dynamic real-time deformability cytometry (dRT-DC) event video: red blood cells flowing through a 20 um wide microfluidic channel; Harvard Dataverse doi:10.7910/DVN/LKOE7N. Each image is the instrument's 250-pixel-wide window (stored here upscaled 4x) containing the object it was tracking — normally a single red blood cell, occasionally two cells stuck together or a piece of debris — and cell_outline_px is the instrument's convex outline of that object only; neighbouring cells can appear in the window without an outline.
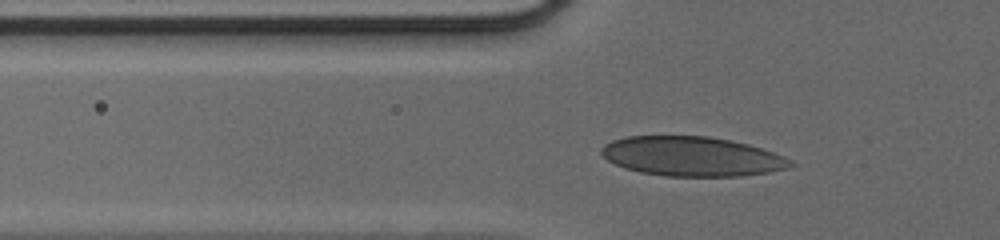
{"species": "human", "species_latin": "Homo sapiens", "temperature_condition": "cold", "stored_images_in_passage": 42, "camera_frame_rate_fps": 3000, "um_per_image_px": 0.085, "donor": {"sex": "male"}, "frame": {"image": 1, "passage_image": 12, "time_ms": 3.667, "image_size_px": [1000, 240], "cell_outline_px": [[796, 164], [788, 168], [768, 172], [740, 176], [664, 176], [640, 172], [624, 168], [608, 160], [600, 152], [600, 148], [604, 144], [612, 140], [628, 136], [708, 136], [732, 140], [748, 144], [772, 152]], "centroid_in_image_um": [58.77, 13.29], "position_along_channel_um": 67.0, "area_um2": 43.41}}
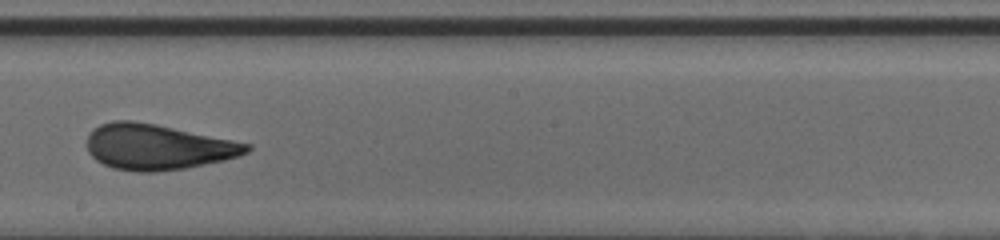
{"frame": {"image": 2, "passage_image": 24, "time_ms": 7.667, "image_size_px": [1000, 240], "cell_outline_px": [[252, 148], [248, 152], [240, 156], [224, 160], [184, 168], [156, 172], [136, 172], [112, 168], [96, 160], [88, 152], [88, 132], [92, 128], [100, 124], [112, 120], [132, 120], [156, 124], [252, 144]], "centroid_in_image_um": [13.37, 12.48], "position_along_channel_um": 234.8, "area_um2": 42.54}}
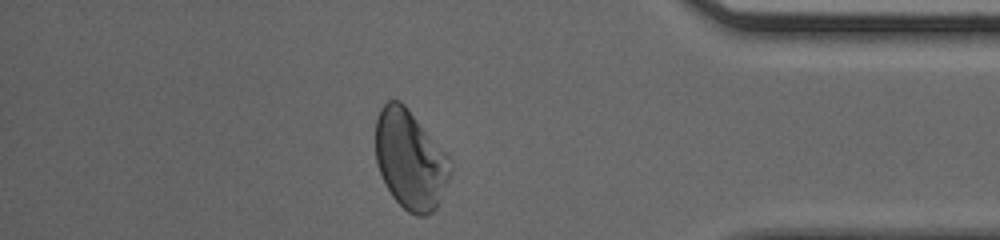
{"frame": {"image": 3, "passage_image": 37, "time_ms": 12.0, "image_size_px": [1000, 240], "cell_outline_px": [[452, 168], [448, 180], [440, 200], [436, 208], [432, 212], [424, 216], [416, 216], [408, 212], [392, 196], [380, 172], [376, 160], [376, 120], [380, 108], [388, 100], [400, 100], [408, 108], [448, 156], [452, 164]], "centroid_in_image_um": [34.87, 13.57], "position_along_channel_um": 400.3, "area_um2": 42.77}}